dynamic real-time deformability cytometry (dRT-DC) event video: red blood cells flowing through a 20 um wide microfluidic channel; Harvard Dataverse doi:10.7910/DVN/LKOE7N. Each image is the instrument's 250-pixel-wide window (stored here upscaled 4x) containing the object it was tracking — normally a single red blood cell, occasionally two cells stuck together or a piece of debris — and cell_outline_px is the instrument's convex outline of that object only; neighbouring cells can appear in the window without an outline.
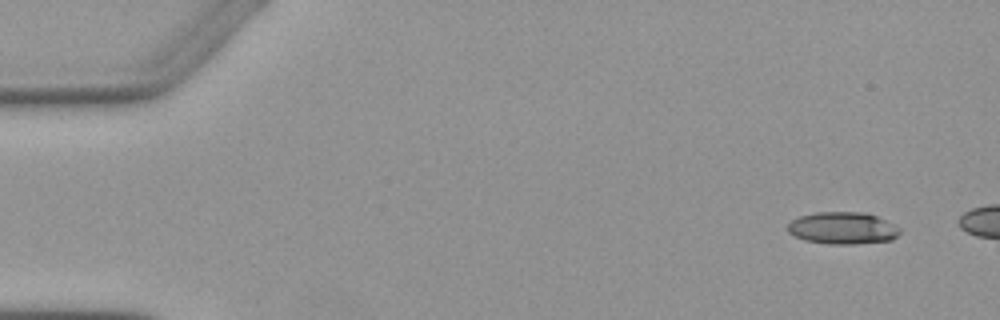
{"species": "Egyptian fruit bat (a non-hibernating species)", "species_latin": "Rousettus aegyptiacus", "temperature_condition": "warm", "stored_images_in_passage": 4, "camera_frame_rate_fps": 3000, "um_per_image_px": 0.085, "animal": {"sex": "female"}, "frame": {"image": 1, "passage_image": 1, "time_ms": 0.0, "image_size_px": [1000, 320], "cell_outline_px": [[900, 232], [892, 240], [856, 244], [828, 244], [804, 240], [788, 232], [784, 228], [792, 220], [800, 216], [816, 212], [864, 212], [876, 216], [900, 228]], "centroid_in_image_um": [71.59, 19.39], "position_along_channel_um": 13.4, "area_um2": 20.98}}